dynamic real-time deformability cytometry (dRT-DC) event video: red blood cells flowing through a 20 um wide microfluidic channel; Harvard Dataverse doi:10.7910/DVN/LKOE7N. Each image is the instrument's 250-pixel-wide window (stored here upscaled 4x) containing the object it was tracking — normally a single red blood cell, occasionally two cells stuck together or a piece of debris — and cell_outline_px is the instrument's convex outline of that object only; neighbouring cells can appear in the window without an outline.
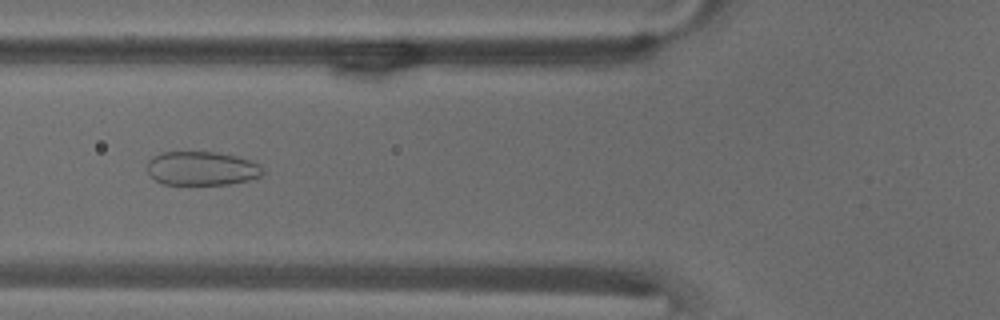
{"species": "common noctule bat (a hibernating species)", "species_latin": "Nyctalus noctula", "temperature_condition": "warm", "stored_images_in_passage": 50, "camera_frame_rate_fps": 3000, "um_per_image_px": 0.085, "animal": {"sex": "male", "body_mass_g": 18.8}, "frame": {"image": 1, "passage_image": 20, "time_ms": 6.333, "image_size_px": [1000, 320], "cell_outline_px": [[264, 172], [260, 176], [248, 180], [228, 184], [164, 184], [156, 180], [144, 168], [148, 160], [152, 156], [164, 152], [216, 152], [236, 156], [252, 160], [260, 164]], "centroid_in_image_um": [17.13, 14.3], "position_along_channel_um": 108.7, "area_um2": 22.95}}
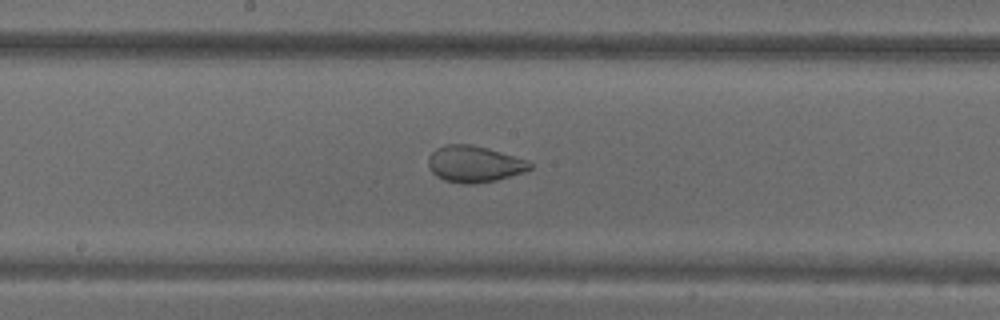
{"frame": {"image": 2, "passage_image": 28, "time_ms": 9.0, "image_size_px": [1000, 320], "cell_outline_px": [[532, 168], [524, 172], [496, 180], [472, 184], [464, 184], [444, 180], [436, 176], [428, 168], [428, 156], [436, 148], [444, 144], [472, 144], [488, 148], [528, 160], [532, 164]], "centroid_in_image_um": [40.29, 13.93], "position_along_channel_um": 207.9, "area_um2": 21.73}}
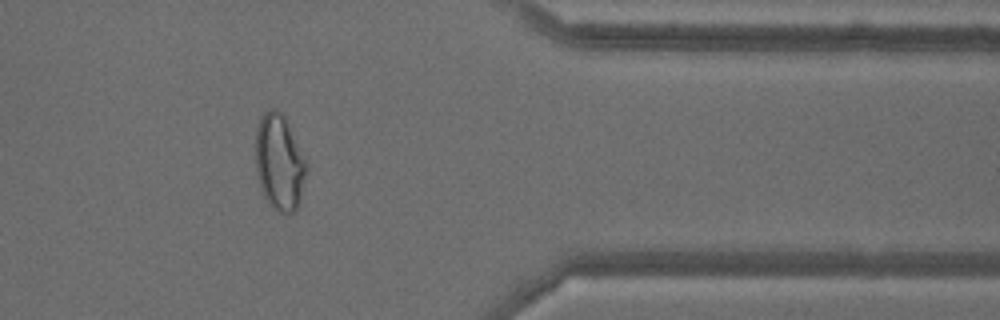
{"frame": {"image": 3, "passage_image": 44, "time_ms": 14.333, "image_size_px": [1000, 320], "cell_outline_px": [[308, 164], [300, 200], [296, 212], [288, 216], [280, 212], [264, 196], [256, 172], [256, 128], [264, 112], [268, 108], [276, 108], [284, 116]], "centroid_in_image_um": [23.76, 13.81], "position_along_channel_um": 387.6, "area_um2": 28.32}}